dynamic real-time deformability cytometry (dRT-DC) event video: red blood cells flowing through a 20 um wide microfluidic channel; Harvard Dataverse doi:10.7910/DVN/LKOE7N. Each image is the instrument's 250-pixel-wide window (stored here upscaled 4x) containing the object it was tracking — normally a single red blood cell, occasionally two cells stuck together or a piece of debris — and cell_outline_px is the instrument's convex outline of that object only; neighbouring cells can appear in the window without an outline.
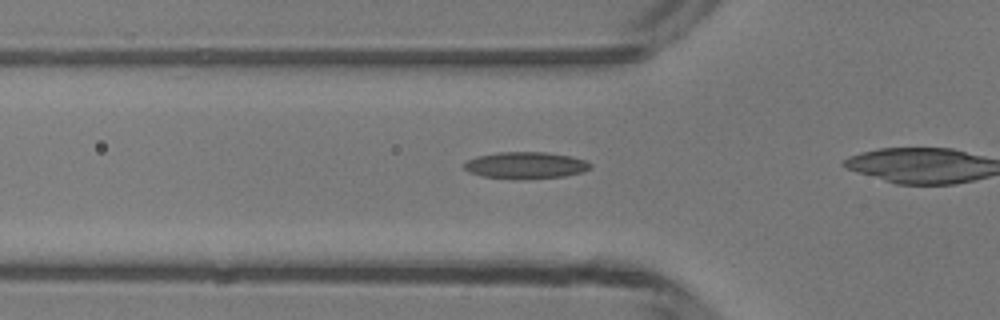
{"species": "common noctule bat (a hibernating species)", "species_latin": "Nyctalus noctula", "temperature_condition": "room temperature", "stored_images_in_passage": 7, "camera_frame_rate_fps": 3000, "um_per_image_px": 0.085, "animal": {"sex": "male", "body_mass_g": 13.3}, "frame": {"image": 1, "passage_image": 2, "time_ms": 0.333, "image_size_px": [1000, 320], "cell_outline_px": [[592, 168], [584, 172], [564, 176], [524, 180], [484, 176], [468, 172], [464, 168], [464, 164], [468, 160], [476, 156], [500, 152], [544, 152], [572, 156], [584, 160], [592, 164]], "centroid_in_image_um": [44.71, 14.06], "position_along_channel_um": 81.1, "area_um2": 19.83}}
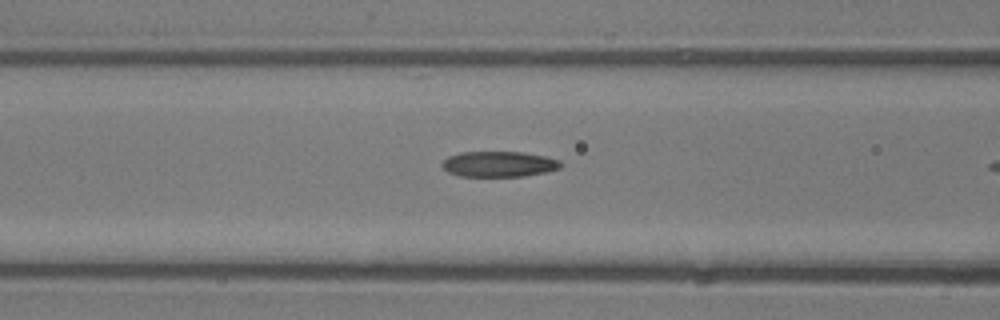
{"frame": {"image": 2, "passage_image": 5, "time_ms": 1.333, "image_size_px": [1000, 320], "cell_outline_px": [[560, 168], [544, 172], [524, 176], [460, 176], [448, 172], [440, 164], [448, 156], [460, 152], [524, 152], [544, 156], [560, 160]], "centroid_in_image_um": [42.37, 13.94], "position_along_channel_um": 124.2, "area_um2": 17.57}}